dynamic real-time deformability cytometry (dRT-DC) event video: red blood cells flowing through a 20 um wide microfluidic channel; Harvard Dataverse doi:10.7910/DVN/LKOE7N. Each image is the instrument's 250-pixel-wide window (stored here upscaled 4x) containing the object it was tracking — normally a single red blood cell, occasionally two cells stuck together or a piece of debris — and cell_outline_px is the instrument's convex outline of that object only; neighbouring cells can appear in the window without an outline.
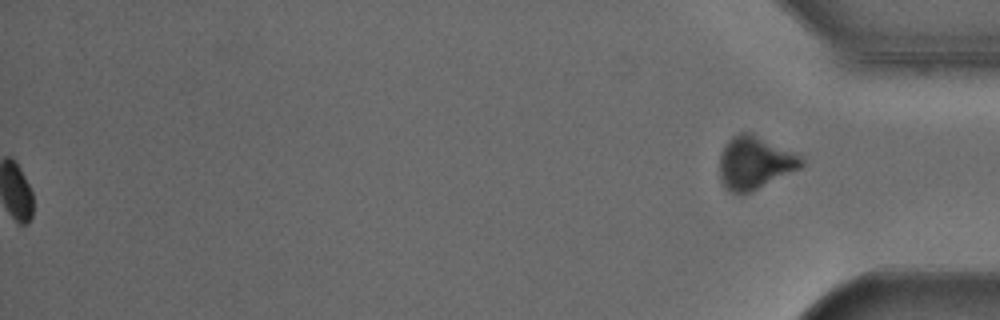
{"species": "Egyptian fruit bat (a non-hibernating species)", "species_latin": "Rousettus aegyptiacus", "temperature_condition": "cold", "stored_images_in_passage": 54, "segment_of_instrument_passage": [2, 2], "camera_frame_rate_fps": 3000, "um_per_image_px": 0.085, "animal": {"sex": "male"}, "frame": {"image": 1, "passage_image": 54, "time_ms": 17.667, "image_size_px": [1000, 320], "cell_outline_px": [[804, 164], [800, 168], [744, 196], [732, 192], [724, 184], [720, 176], [720, 156], [728, 140], [732, 136], [740, 132], [752, 132], [796, 152], [804, 160]], "centroid_in_image_um": [64.18, 13.83], "position_along_channel_um": 371.0, "area_um2": 25.43}}